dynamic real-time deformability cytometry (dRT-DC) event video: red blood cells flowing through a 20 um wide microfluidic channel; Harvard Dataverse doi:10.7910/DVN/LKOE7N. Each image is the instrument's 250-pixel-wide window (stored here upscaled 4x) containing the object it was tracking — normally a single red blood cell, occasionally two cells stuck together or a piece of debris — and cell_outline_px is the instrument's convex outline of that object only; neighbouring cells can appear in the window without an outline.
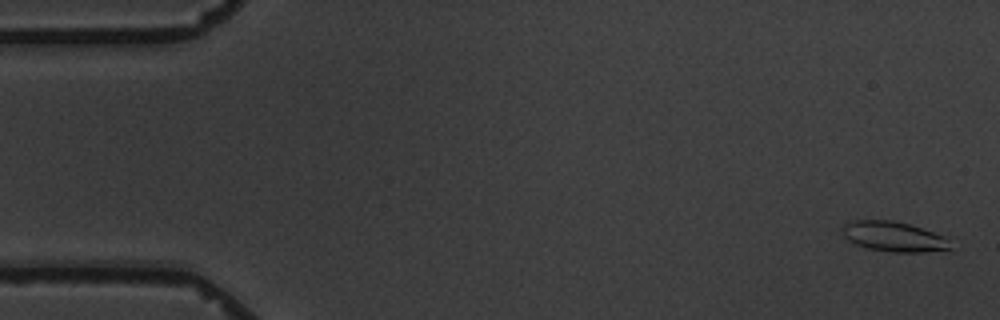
{"species": "common noctule bat (a hibernating species)", "species_latin": "Nyctalus noctula", "temperature_condition": "warm", "stored_images_in_passage": 5, "camera_frame_rate_fps": 3000, "um_per_image_px": 0.085, "animal": {"sex": "male", "body_mass_g": 19.5, "forearm_length_mm": 54.6}, "frame": {"image": 1, "passage_image": 1, "time_ms": 0.0, "image_size_px": [1000, 320], "cell_outline_px": [[952, 248], [948, 252], [892, 252], [868, 248], [856, 244], [848, 240], [844, 236], [844, 224], [852, 220], [892, 220], [908, 224], [932, 232], [940, 236]], "centroid_in_image_um": [75.96, 20.13], "position_along_channel_um": 9.0, "area_um2": 18.61}}